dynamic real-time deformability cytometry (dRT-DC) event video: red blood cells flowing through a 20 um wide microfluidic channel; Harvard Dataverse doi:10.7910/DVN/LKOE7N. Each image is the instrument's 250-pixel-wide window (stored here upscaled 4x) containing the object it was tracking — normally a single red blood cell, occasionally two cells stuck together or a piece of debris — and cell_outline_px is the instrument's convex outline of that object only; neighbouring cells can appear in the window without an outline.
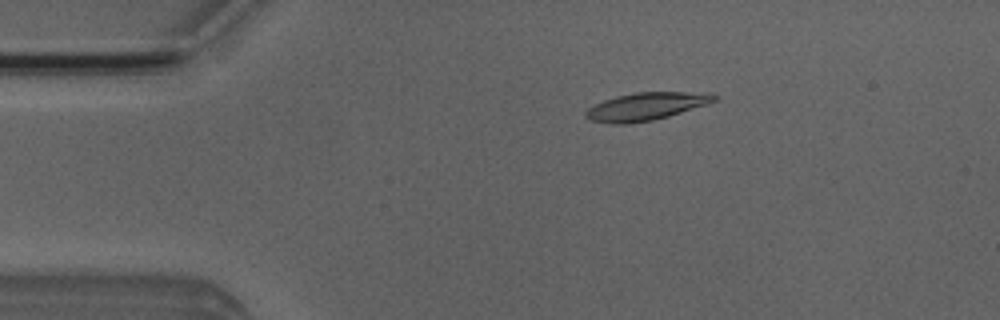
{"species": "Egyptian fruit bat (a non-hibernating species)", "species_latin": "Rousettus aegyptiacus", "temperature_condition": "room temperature", "stored_images_in_passage": 45, "camera_frame_rate_fps": 3000, "um_per_image_px": 0.085, "animal": {"sex": "male"}, "frame": {"image": 1, "passage_image": 3, "time_ms": 0.667, "image_size_px": [1000, 320], "cell_outline_px": [[716, 100], [708, 104], [668, 116], [652, 120], [628, 124], [612, 124], [592, 120], [584, 116], [584, 112], [588, 108], [604, 100], [616, 96], [636, 92], [712, 92], [716, 96]], "centroid_in_image_um": [54.93, 9.04], "position_along_channel_um": 30.1, "area_um2": 20.75}}
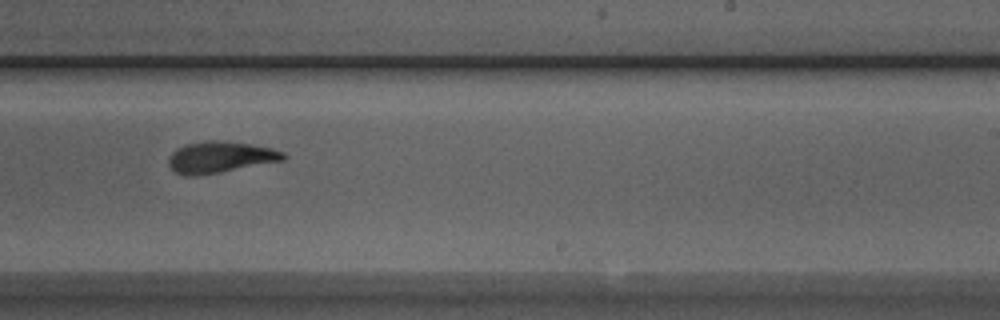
{"frame": {"image": 2, "passage_image": 25, "time_ms": 8.0, "image_size_px": [1000, 320], "cell_outline_px": [[288, 156], [284, 160], [220, 172], [196, 176], [184, 176], [176, 172], [168, 164], [168, 156], [176, 148], [188, 144], [208, 140], [216, 140], [248, 144], [272, 148], [284, 152]], "centroid_in_image_um": [18.7, 13.36], "position_along_channel_um": 270.3, "area_um2": 20.87}}
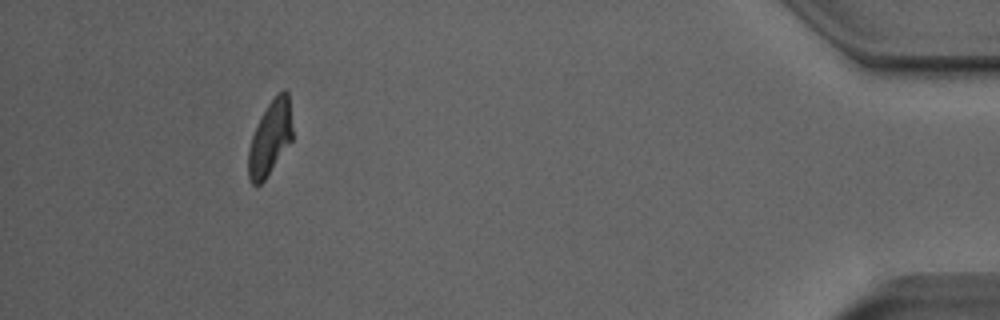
{"frame": {"image": 3, "passage_image": 41, "time_ms": 13.333, "image_size_px": [1000, 320], "cell_outline_px": [[292, 140], [264, 180], [256, 188], [252, 184], [248, 176], [248, 148], [252, 136], [268, 104], [284, 88], [288, 92], [292, 128]], "centroid_in_image_um": [22.95, 11.77], "position_along_channel_um": 412.3, "area_um2": 18.73}, "authors_computed_cell_mechanics": {"area_um2": 20.519, "velocity_mm_per_s": 3.9345, "shape_relaxation_time_tau1_ms": 4.4428, "shape_relaxation_time_tau2_ms": 2.1995, "deformation_change_tau1": 0.1759, "deformation_change_tau2": 0.102}}